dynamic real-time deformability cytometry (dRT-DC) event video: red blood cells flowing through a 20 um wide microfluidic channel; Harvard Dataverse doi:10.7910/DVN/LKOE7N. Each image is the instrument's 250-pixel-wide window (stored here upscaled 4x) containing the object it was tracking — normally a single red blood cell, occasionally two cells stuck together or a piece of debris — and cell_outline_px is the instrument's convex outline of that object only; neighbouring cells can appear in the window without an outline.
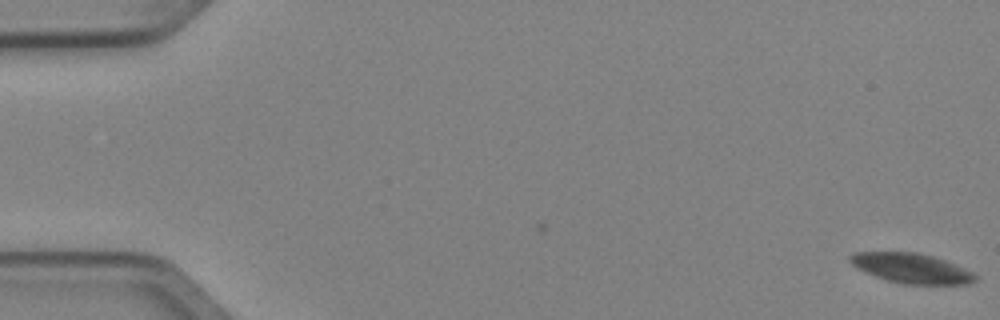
{"species": "Egyptian fruit bat (a non-hibernating species)", "species_latin": "Rousettus aegyptiacus", "temperature_condition": "cold", "stored_images_in_passage": 3, "camera_frame_rate_fps": 3000, "um_per_image_px": 0.085, "animal": {"sex": "female"}, "frame": {"image": 1, "passage_image": 3, "time_ms": 0.667, "image_size_px": [1000, 320], "cell_outline_px": [[976, 280], [972, 284], [900, 284], [876, 276], [856, 268], [848, 260], [848, 256], [852, 252], [916, 252], [932, 256], [944, 260], [964, 268], [972, 272], [976, 276]], "centroid_in_image_um": [77.45, 22.8], "position_along_channel_um": 7.6, "area_um2": 21.73}}